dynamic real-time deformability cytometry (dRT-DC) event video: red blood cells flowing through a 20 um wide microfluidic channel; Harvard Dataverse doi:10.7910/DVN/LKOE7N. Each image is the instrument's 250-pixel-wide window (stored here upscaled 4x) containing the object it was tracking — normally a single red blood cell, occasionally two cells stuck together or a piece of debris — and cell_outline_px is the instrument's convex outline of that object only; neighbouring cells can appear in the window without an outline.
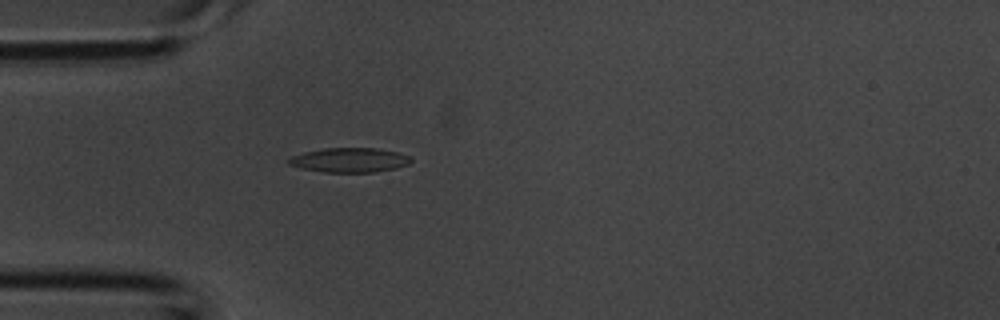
{"species": "common noctule bat (a hibernating species)", "species_latin": "Nyctalus noctula", "temperature_condition": "room temperature", "stored_images_in_passage": 1, "camera_frame_rate_fps": 3000, "um_per_image_px": 0.085, "animal": {"sex": "male", "body_mass_g": 20.1, "forearm_length_mm": 53.5}, "frame": {"image": 1, "passage_image": 1, "time_ms": 0.0, "image_size_px": [1000, 320], "cell_outline_px": [[412, 160], [408, 164], [396, 168], [372, 172], [324, 172], [300, 168], [288, 164], [284, 160], [292, 156], [304, 152], [324, 148], [376, 148], [396, 152], [408, 156]], "centroid_in_image_um": [29.65, 13.6], "position_along_channel_um": 55.4, "area_um2": 17.4}}